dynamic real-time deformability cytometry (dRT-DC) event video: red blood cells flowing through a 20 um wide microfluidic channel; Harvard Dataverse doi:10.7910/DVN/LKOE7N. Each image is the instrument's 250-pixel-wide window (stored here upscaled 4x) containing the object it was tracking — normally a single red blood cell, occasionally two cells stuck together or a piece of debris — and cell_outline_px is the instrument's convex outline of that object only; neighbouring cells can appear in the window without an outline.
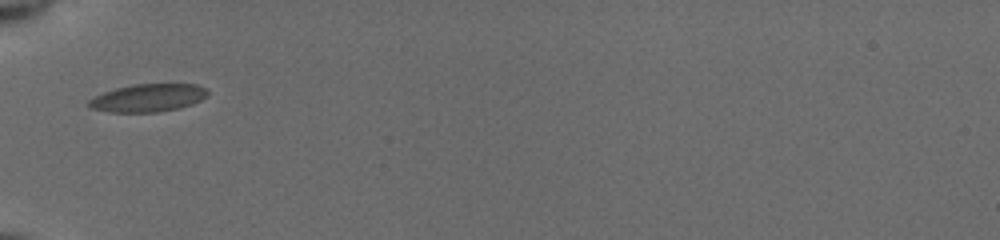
{"species": "common noctule bat (a hibernating species)", "species_latin": "Nyctalus noctula", "temperature_condition": "cold", "stored_images_in_passage": 3, "camera_frame_rate_fps": 3000, "um_per_image_px": 0.085, "animal": {"sex": "female", "body_mass_g": 19.5, "forearm_length_mm": 54.1}, "frame": {"image": 1, "passage_image": 1, "time_ms": 0.0, "image_size_px": [1000, 240], "cell_outline_px": [[208, 92], [200, 100], [192, 104], [180, 108], [156, 112], [108, 112], [92, 108], [88, 104], [88, 100], [104, 92], [116, 88], [132, 84], [196, 84], [204, 88]], "centroid_in_image_um": [12.57, 8.32], "position_along_channel_um": 72.4, "area_um2": 19.07}}